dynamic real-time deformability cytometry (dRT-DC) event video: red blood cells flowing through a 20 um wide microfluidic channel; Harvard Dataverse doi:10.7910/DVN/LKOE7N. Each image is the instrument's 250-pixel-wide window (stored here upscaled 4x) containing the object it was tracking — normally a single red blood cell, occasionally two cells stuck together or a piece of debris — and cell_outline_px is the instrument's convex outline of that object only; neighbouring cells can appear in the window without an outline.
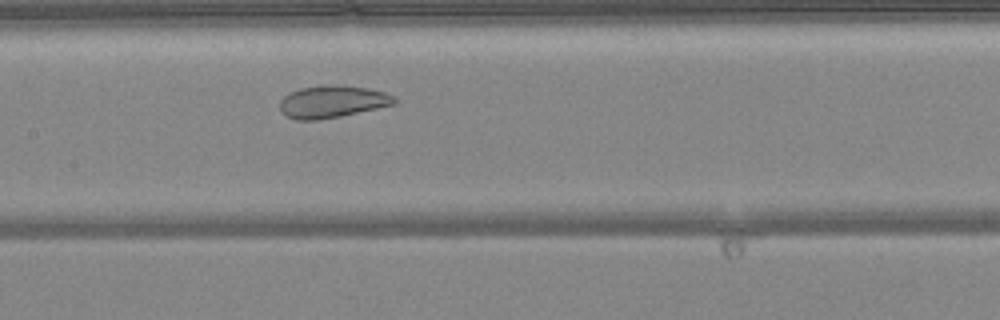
{"species": "common noctule bat (a hibernating species)", "species_latin": "Nyctalus noctula", "temperature_condition": "warm", "stored_images_in_passage": 42, "camera_frame_rate_fps": 3000, "um_per_image_px": 0.085, "animal": {"sex": "female", "body_mass_g": 24.6, "forearm_length_mm": 56.2}, "frame": {"image": 1, "passage_image": 17, "time_ms": 5.333, "image_size_px": [1000, 320], "cell_outline_px": [[396, 104], [340, 116], [316, 120], [296, 120], [284, 116], [280, 112], [280, 100], [288, 92], [300, 88], [328, 84], [340, 84], [368, 88], [384, 92], [392, 96], [396, 100]], "centroid_in_image_um": [28.19, 8.63], "position_along_channel_um": 179.2, "area_um2": 21.73}}
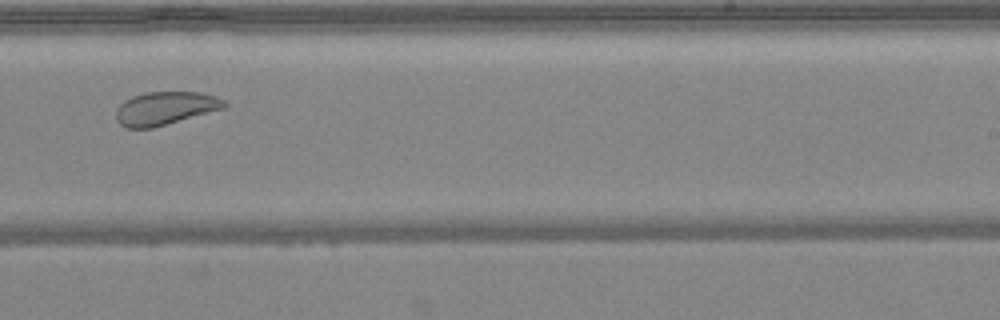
{"frame": {"image": 2, "passage_image": 24, "time_ms": 7.667, "image_size_px": [1000, 320], "cell_outline_px": [[228, 104], [224, 108], [152, 128], [128, 128], [120, 124], [116, 120], [116, 108], [124, 100], [132, 96], [144, 92], [200, 92], [216, 96], [224, 100]], "centroid_in_image_um": [14.02, 9.19], "position_along_channel_um": 275.0, "area_um2": 20.92}}
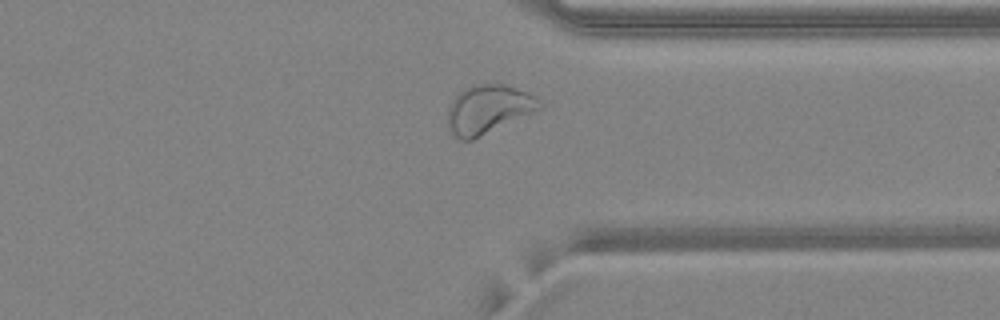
{"frame": {"image": 3, "passage_image": 31, "time_ms": 10.0, "image_size_px": [1000, 320], "cell_outline_px": [[544, 108], [472, 140], [460, 140], [448, 128], [448, 104], [464, 88], [476, 84], [504, 84], [528, 92], [536, 96], [544, 104]], "centroid_in_image_um": [41.54, 9.28], "position_along_channel_um": 369.9, "area_um2": 26.24}, "authors_computed_cell_mechanics": {"area_um2": 26.6747, "velocity_mm_per_s": 4.1267, "shape_relaxation_time_tau1_ms": null, "shape_relaxation_time_tau2_ms": 1.5499, "deformation_change_tau1": null, "deformation_change_tau2": 0.0771}}